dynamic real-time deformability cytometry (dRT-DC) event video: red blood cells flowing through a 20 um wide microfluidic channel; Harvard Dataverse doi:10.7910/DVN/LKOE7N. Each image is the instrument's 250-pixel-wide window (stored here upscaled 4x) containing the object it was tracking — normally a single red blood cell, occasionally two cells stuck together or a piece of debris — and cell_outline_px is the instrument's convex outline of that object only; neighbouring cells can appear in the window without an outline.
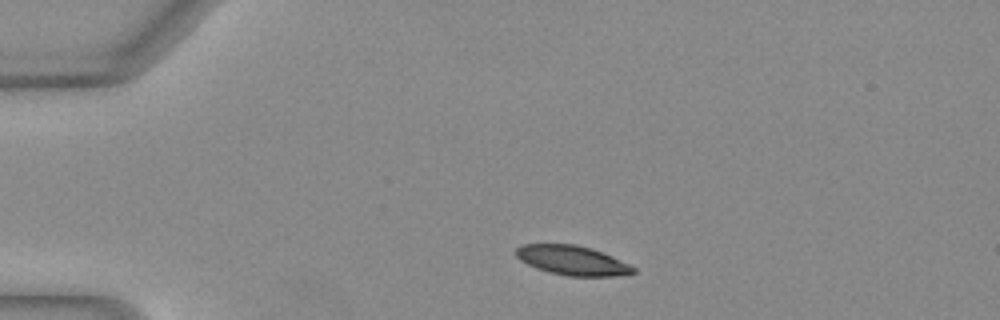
{"species": "Egyptian fruit bat (a non-hibernating species)", "species_latin": "Rousettus aegyptiacus", "temperature_condition": "warm", "stored_images_in_passage": 41, "camera_frame_rate_fps": 3000, "um_per_image_px": 0.085, "animal": {"sex": "female"}, "frame": {"image": 1, "passage_image": 1, "time_ms": 0.0, "image_size_px": [1000, 320], "cell_outline_px": [[636, 272], [624, 276], [568, 276], [548, 272], [536, 268], [520, 260], [516, 256], [516, 248], [524, 244], [572, 244], [588, 248], [612, 256], [636, 268]], "centroid_in_image_um": [48.65, 22.15], "position_along_channel_um": 36.3, "area_um2": 20.0}}
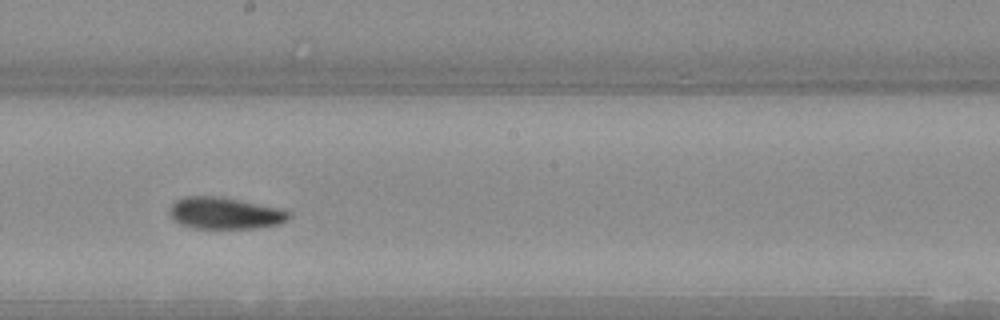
{"frame": {"image": 2, "passage_image": 19, "time_ms": 6.0, "image_size_px": [1000, 320], "cell_outline_px": [[292, 216], [288, 220], [280, 224], [256, 228], [192, 228], [180, 224], [172, 220], [168, 212], [168, 208], [176, 200], [188, 196], [216, 196], [240, 200], [284, 208]], "centroid_in_image_um": [19.12, 18.12], "position_along_channel_um": 229.1, "area_um2": 22.37}}
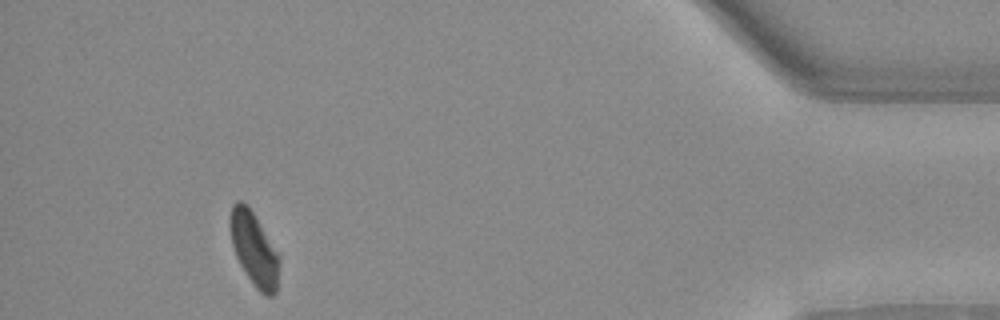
{"frame": {"image": 3, "passage_image": 37, "time_ms": 12.0, "image_size_px": [1000, 320], "cell_outline_px": [[280, 260], [276, 292], [272, 296], [264, 296], [256, 288], [240, 264], [236, 256], [232, 244], [228, 228], [228, 216], [232, 204], [236, 200], [240, 200], [252, 212], [280, 256]], "centroid_in_image_um": [21.57, 21.16], "position_along_channel_um": 413.6, "area_um2": 21.04}, "authors_computed_cell_mechanics": {"area_um2": 21.6172, "velocity_mm_per_s": 4.0402, "shape_relaxation_time_tau1_ms": 2.4318, "shape_relaxation_time_tau2_ms": 3.2401, "deformation_change_tau1": 0.1375, "deformation_change_tau2": 0.0958}}